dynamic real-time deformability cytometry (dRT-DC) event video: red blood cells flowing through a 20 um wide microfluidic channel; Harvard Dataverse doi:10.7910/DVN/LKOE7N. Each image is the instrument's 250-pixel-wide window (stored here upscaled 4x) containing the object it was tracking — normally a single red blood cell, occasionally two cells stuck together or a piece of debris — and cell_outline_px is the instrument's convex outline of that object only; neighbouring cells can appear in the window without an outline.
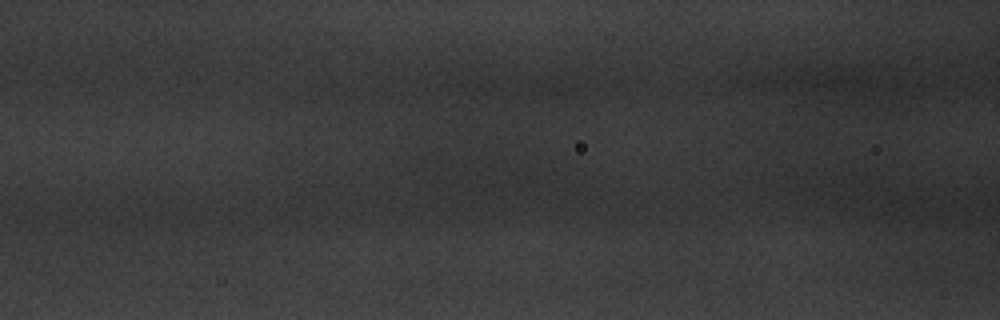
{"species": "common noctule bat (a hibernating species)", "species_latin": "Nyctalus noctula", "temperature_condition": "warm", "stored_images_in_passage": 9, "camera_frame_rate_fps": 3000, "um_per_image_px": 0.085, "animal": {"sex": "male", "body_mass_g": 20.1, "forearm_length_mm": 53.5}, "frame": {"image": 1, "passage_image": 9, "time_ms": 2.667, "image_size_px": [1000, 320], "cell_outline_px": [[808, 128], [796, 144], [772, 164], [700, 164], [684, 156], [684, 148], [700, 140], [736, 132], [804, 120]], "centroid_in_image_um": [63.57, 12.37], "position_along_channel_um": 103.0, "area_um2": 24.8}}